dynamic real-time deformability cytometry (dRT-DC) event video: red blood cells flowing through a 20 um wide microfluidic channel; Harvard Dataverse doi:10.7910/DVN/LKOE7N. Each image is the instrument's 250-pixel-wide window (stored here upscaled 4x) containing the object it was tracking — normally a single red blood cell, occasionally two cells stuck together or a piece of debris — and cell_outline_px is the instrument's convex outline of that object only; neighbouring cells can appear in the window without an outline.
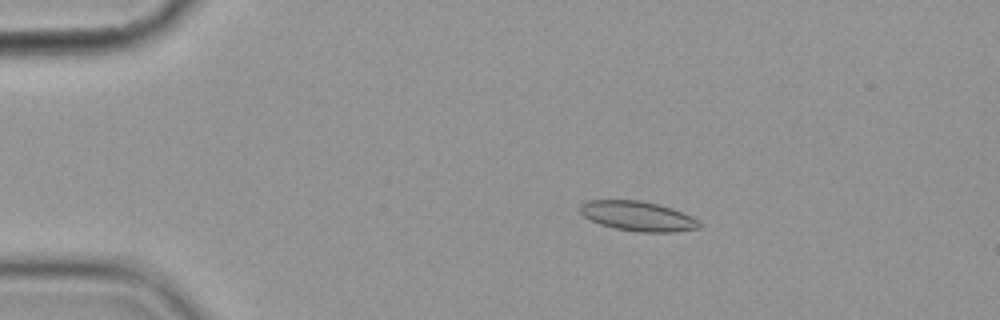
{"species": "common noctule bat (a hibernating species)", "species_latin": "Nyctalus noctula", "temperature_condition": "cold", "stored_images_in_passage": 4, "camera_frame_rate_fps": 3000, "um_per_image_px": 0.085, "animal": {"sex": "female", "body_mass_g": 19.9}, "frame": {"image": 1, "passage_image": 3, "time_ms": 2.667, "image_size_px": [1000, 320], "cell_outline_px": [[700, 228], [672, 232], [636, 232], [616, 228], [600, 224], [584, 216], [580, 212], [580, 204], [588, 200], [640, 200], [660, 204], [672, 208], [692, 216], [700, 220]], "centroid_in_image_um": [54.24, 18.36], "position_along_channel_um": 30.8, "area_um2": 20.75}}